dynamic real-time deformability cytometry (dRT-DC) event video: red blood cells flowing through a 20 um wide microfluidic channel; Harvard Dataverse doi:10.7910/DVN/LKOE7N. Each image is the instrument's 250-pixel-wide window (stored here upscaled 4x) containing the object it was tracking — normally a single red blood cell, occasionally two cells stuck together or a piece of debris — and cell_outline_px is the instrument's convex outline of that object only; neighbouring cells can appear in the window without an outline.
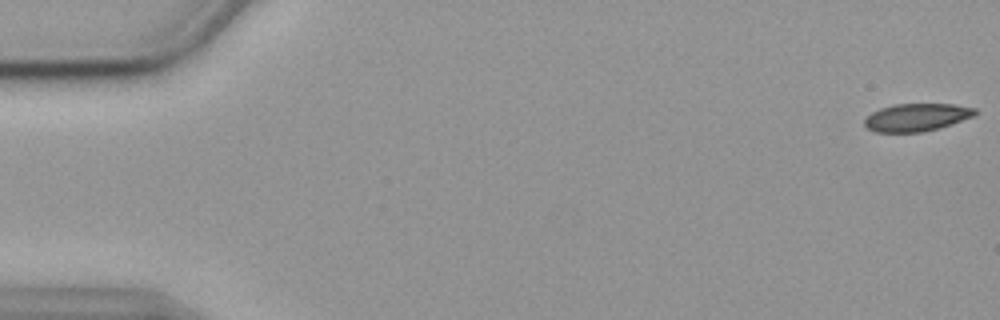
{"species": "common noctule bat (a hibernating species)", "species_latin": "Nyctalus noctula", "temperature_condition": "cold", "stored_images_in_passage": 56, "camera_frame_rate_fps": 3000, "um_per_image_px": 0.085, "animal": {"sex": "female", "body_mass_g": 19.9}, "frame": {"image": 1, "passage_image": 1, "time_ms": 0.0, "image_size_px": [1000, 320], "cell_outline_px": [[976, 112], [972, 116], [952, 124], [920, 132], [876, 132], [868, 128], [864, 124], [864, 120], [872, 112], [880, 108], [896, 104], [952, 104], [976, 108]], "centroid_in_image_um": [77.89, 9.97], "position_along_channel_um": 7.1, "area_um2": 17.57}}
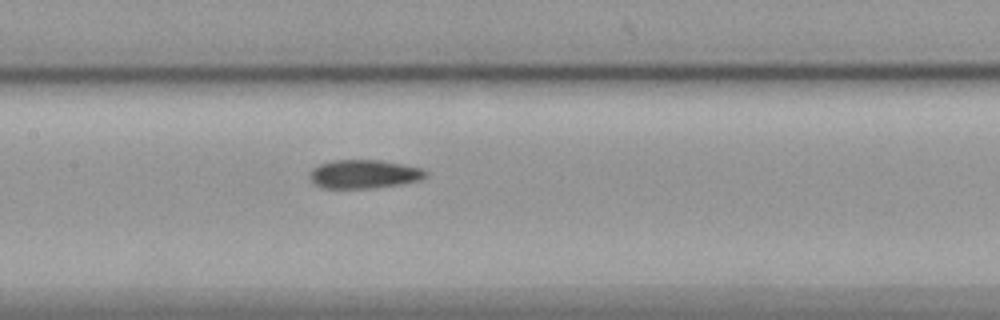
{"frame": {"image": 2, "passage_image": 27, "time_ms": 8.667, "image_size_px": [1000, 320], "cell_outline_px": [[428, 176], [420, 180], [404, 184], [372, 188], [324, 188], [316, 184], [308, 176], [308, 172], [312, 168], [320, 164], [332, 160], [380, 160], [420, 168], [428, 172]], "centroid_in_image_um": [30.94, 14.8], "position_along_channel_um": 176.5, "area_um2": 19.42}}
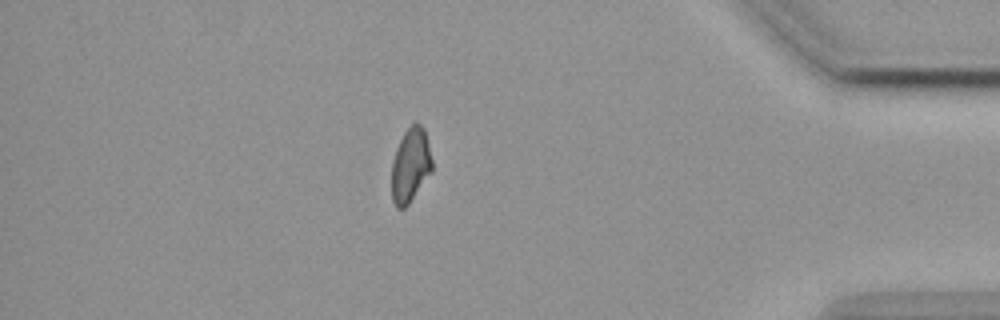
{"frame": {"image": 3, "passage_image": 49, "time_ms": 16.0, "image_size_px": [1000, 320], "cell_outline_px": [[432, 172], [408, 204], [404, 208], [396, 208], [392, 200], [392, 160], [396, 148], [404, 132], [416, 120], [424, 128], [432, 160]], "centroid_in_image_um": [34.89, 14.04], "position_along_channel_um": 400.3, "area_um2": 17.51}, "authors_computed_cell_mechanics": {"area_um2": 19.0162, "velocity_mm_per_s": 3.5732, "shape_relaxation_time_tau1_ms": 6.3539, "shape_relaxation_time_tau2_ms": 8.1172, "deformation_change_tau1": 0.1282, "deformation_change_tau2": 0.144}}